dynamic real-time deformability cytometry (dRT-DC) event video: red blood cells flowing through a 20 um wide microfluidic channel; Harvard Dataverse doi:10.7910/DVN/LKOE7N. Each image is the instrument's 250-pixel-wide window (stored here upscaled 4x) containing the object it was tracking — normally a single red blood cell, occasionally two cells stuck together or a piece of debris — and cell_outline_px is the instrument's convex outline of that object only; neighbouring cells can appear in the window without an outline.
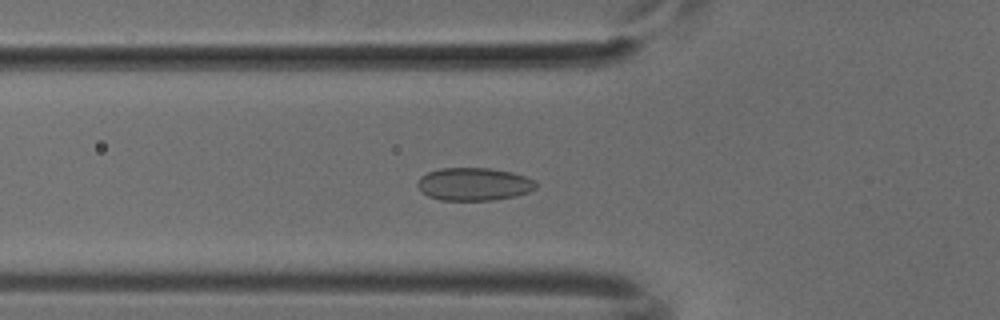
{"species": "common noctule bat (a hibernating species)", "species_latin": "Nyctalus noctula", "temperature_condition": "cold", "stored_images_in_passage": 41, "camera_frame_rate_fps": 3000, "um_per_image_px": 0.085, "animal": {"sex": "male", "body_mass_g": 18.8}, "frame": {"image": 1, "passage_image": 8, "time_ms": 2.333, "image_size_px": [1000, 320], "cell_outline_px": [[536, 188], [528, 192], [516, 196], [492, 200], [440, 200], [428, 196], [416, 184], [420, 176], [428, 172], [440, 168], [488, 168], [512, 172], [524, 176], [532, 180], [536, 184]], "centroid_in_image_um": [40.26, 15.65], "position_along_channel_um": 85.5, "area_um2": 22.54}}
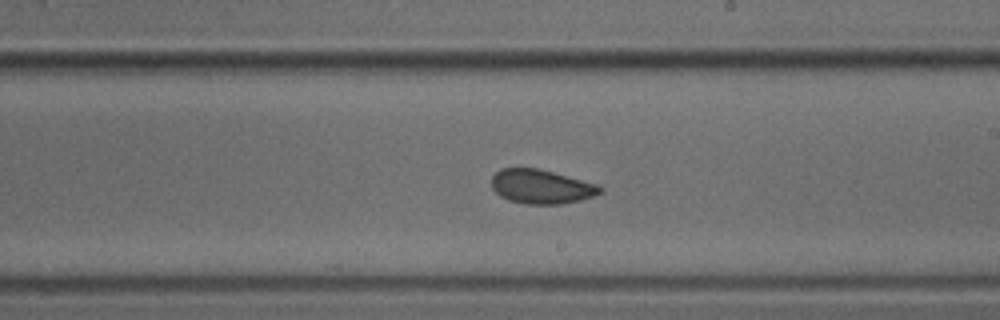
{"frame": {"image": 2, "passage_image": 20, "time_ms": 6.333, "image_size_px": [1000, 320], "cell_outline_px": [[604, 192], [580, 200], [560, 204], [528, 204], [508, 200], [500, 196], [492, 188], [492, 176], [500, 168], [536, 168], [552, 172], [596, 184], [604, 188]], "centroid_in_image_um": [45.99, 15.87], "position_along_channel_um": 243.0, "area_um2": 21.44}}
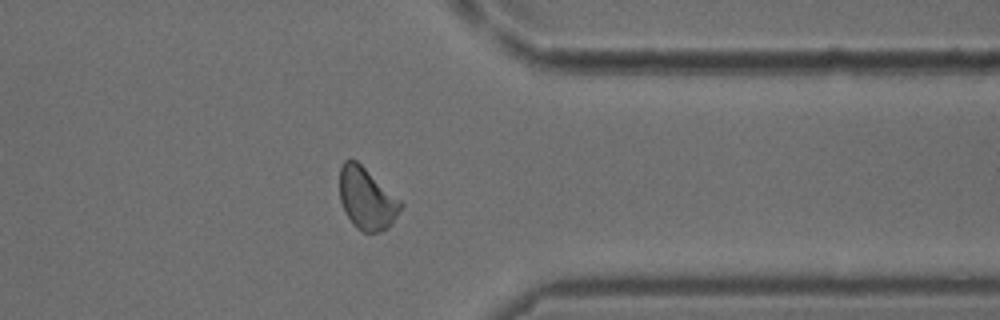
{"frame": {"image": 3, "passage_image": 31, "time_ms": 10.0, "image_size_px": [1000, 320], "cell_outline_px": [[404, 204], [388, 228], [380, 232], [364, 232], [356, 228], [352, 224], [344, 212], [340, 200], [340, 168], [344, 160], [356, 160], [400, 200]], "centroid_in_image_um": [31.15, 16.91], "position_along_channel_um": 380.2, "area_um2": 21.79}}